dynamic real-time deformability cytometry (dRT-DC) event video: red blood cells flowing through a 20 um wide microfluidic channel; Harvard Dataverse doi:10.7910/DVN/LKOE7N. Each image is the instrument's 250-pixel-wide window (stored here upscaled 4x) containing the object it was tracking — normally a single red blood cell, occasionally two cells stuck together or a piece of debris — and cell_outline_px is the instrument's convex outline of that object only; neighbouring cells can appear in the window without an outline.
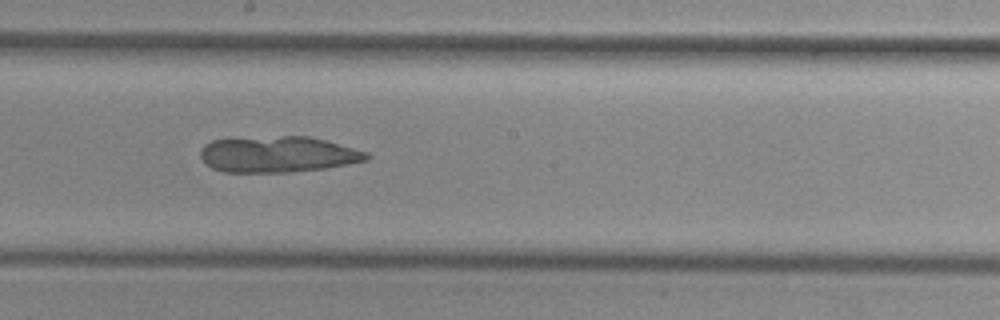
{"species": "common noctule bat (a hibernating species)", "species_latin": "Nyctalus noctula", "temperature_condition": "cold", "stored_images_in_passage": 54, "camera_frame_rate_fps": 3000, "um_per_image_px": 0.085, "animal": {"sex": "female", "body_mass_g": 29.2, "forearm_length_mm": 56.3}, "frame": {"image": 1, "passage_image": 30, "time_ms": 9.667, "image_size_px": [1000, 320], "cell_outline_px": [[368, 160], [324, 168], [288, 172], [224, 172], [212, 168], [200, 156], [200, 148], [204, 144], [212, 140], [280, 136], [308, 136], [324, 140], [368, 152]], "centroid_in_image_um": [23.6, 13.12], "position_along_channel_um": 224.6, "area_um2": 34.56}}
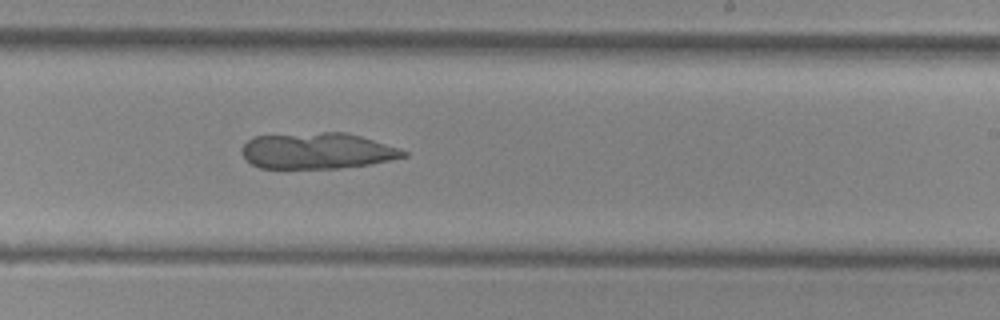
{"frame": {"image": 2, "passage_image": 33, "time_ms": 10.667, "image_size_px": [1000, 320], "cell_outline_px": [[408, 156], [368, 164], [340, 168], [260, 168], [252, 164], [240, 152], [240, 148], [252, 136], [324, 132], [348, 132], [400, 148], [408, 152]], "centroid_in_image_um": [26.96, 12.81], "position_along_channel_um": 262.0, "area_um2": 34.04}}